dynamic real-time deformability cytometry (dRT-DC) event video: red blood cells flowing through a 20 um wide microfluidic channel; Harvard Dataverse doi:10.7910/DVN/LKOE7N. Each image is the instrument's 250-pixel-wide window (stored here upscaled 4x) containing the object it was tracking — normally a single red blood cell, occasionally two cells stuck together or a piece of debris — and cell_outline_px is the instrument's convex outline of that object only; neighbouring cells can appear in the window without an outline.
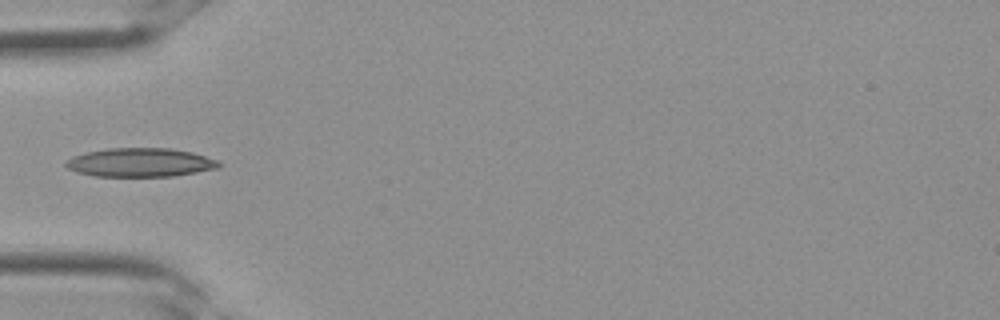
{"species": "Egyptian fruit bat (a non-hibernating species)", "species_latin": "Rousettus aegyptiacus", "temperature_condition": "room temperature", "stored_images_in_passage": 24, "camera_frame_rate_fps": 3000, "um_per_image_px": 0.085, "frame": {"image": 1, "passage_image": 1, "time_ms": 0.0, "image_size_px": [1000, 320], "cell_outline_px": [[220, 168], [172, 176], [96, 176], [76, 172], [68, 168], [64, 164], [72, 156], [84, 152], [104, 148], [172, 148], [192, 152], [220, 160]], "centroid_in_image_um": [11.93, 13.8], "position_along_channel_um": 73.1, "area_um2": 25.84}}
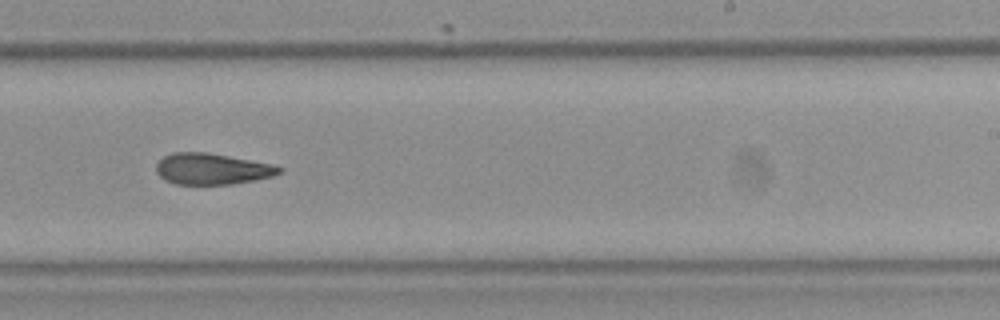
{"frame": {"image": 2, "passage_image": 11, "time_ms": 3.333, "image_size_px": [1000, 320], "cell_outline_px": [[284, 172], [272, 176], [256, 180], [232, 184], [176, 184], [164, 180], [156, 172], [156, 164], [164, 156], [172, 152], [208, 152], [272, 164], [284, 168]], "centroid_in_image_um": [18.03, 14.35], "position_along_channel_um": 271.0, "area_um2": 22.48}}
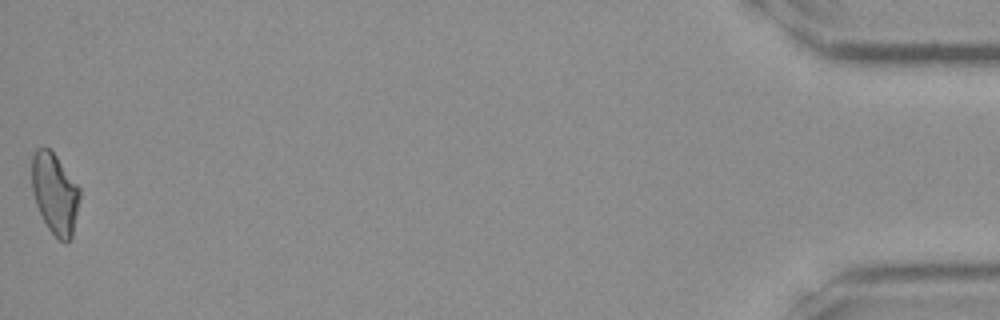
{"frame": {"image": 3, "passage_image": 24, "time_ms": 7.667, "image_size_px": [1000, 320], "cell_outline_px": [[80, 196], [72, 236], [68, 240], [60, 240], [48, 228], [36, 204], [32, 192], [32, 156], [36, 148], [48, 148], [56, 156], [80, 188]], "centroid_in_image_um": [4.65, 16.42], "position_along_channel_um": 430.5, "area_um2": 22.14}}